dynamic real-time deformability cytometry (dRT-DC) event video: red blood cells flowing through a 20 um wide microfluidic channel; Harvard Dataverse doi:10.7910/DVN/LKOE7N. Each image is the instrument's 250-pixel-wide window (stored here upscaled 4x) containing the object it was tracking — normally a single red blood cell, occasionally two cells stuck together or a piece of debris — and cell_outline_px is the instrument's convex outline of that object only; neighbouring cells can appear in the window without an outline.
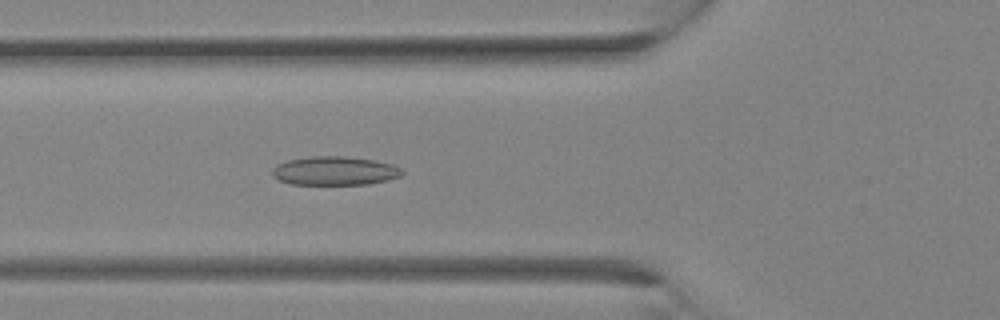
{"species": "Egyptian fruit bat (a non-hibernating species)", "species_latin": "Rousettus aegyptiacus", "temperature_condition": "room temperature", "stored_images_in_passage": 14, "camera_frame_rate_fps": 3000, "um_per_image_px": 0.085, "animal": {"sex": "female"}, "frame": {"image": 1, "passage_image": 2, "time_ms": 0.333, "image_size_px": [1000, 320], "cell_outline_px": [[404, 172], [400, 176], [388, 180], [368, 184], [292, 184], [280, 180], [272, 176], [272, 168], [276, 164], [288, 160], [308, 156], [348, 156], [376, 160], [392, 164], [400, 168]], "centroid_in_image_um": [28.45, 14.51], "position_along_channel_um": 97.4, "area_um2": 21.91}}
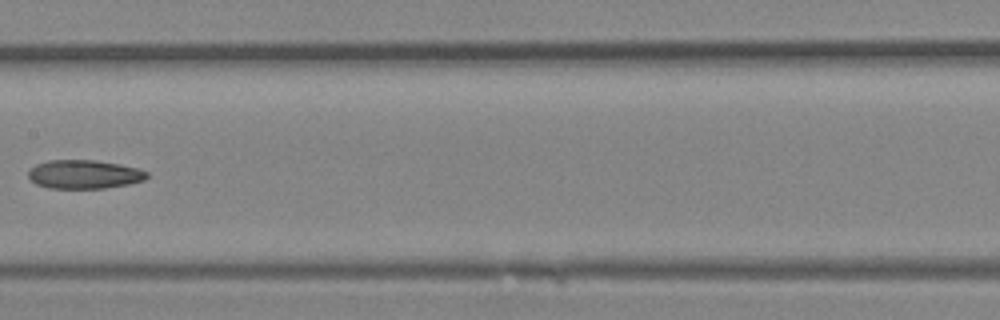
{"frame": {"image": 2, "passage_image": 7, "time_ms": 2.0, "image_size_px": [1000, 320], "cell_outline_px": [[148, 176], [144, 180], [128, 184], [104, 188], [48, 188], [36, 184], [28, 176], [28, 172], [36, 164], [48, 160], [96, 160], [120, 164], [136, 168], [148, 172]], "centroid_in_image_um": [7.15, 14.81], "position_along_channel_um": 200.2, "area_um2": 19.77}}
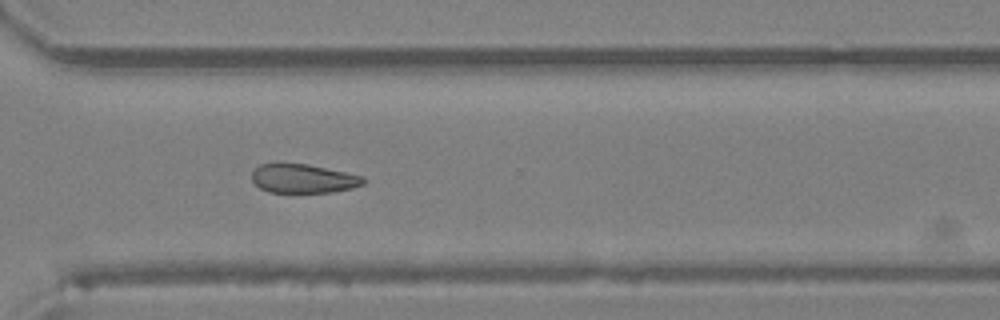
{"frame": {"image": 3, "passage_image": 14, "time_ms": 4.333, "image_size_px": [1000, 320], "cell_outline_px": [[364, 184], [352, 188], [332, 192], [268, 192], [260, 188], [252, 180], [252, 172], [260, 164], [308, 164], [364, 176]], "centroid_in_image_um": [25.79, 15.18], "position_along_channel_um": 344.8, "area_um2": 18.61}}